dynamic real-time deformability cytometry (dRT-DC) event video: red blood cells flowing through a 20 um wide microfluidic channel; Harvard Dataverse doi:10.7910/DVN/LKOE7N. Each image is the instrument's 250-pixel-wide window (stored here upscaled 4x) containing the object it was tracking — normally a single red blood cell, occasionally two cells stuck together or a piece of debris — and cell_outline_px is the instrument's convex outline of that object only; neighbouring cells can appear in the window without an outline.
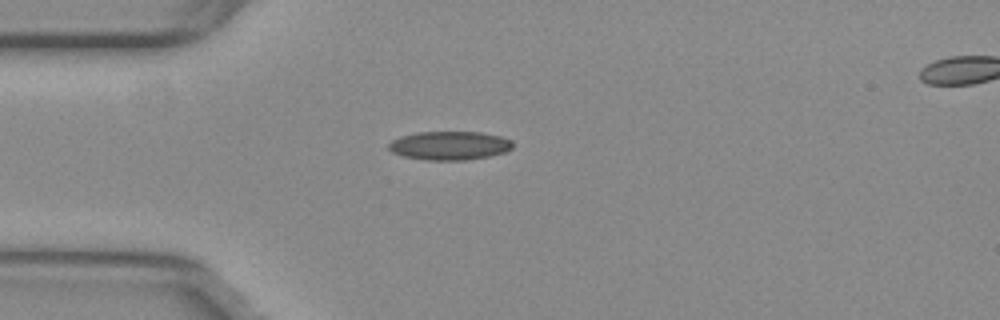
{"species": "common noctule bat (a hibernating species)", "species_latin": "Nyctalus noctula", "temperature_condition": "warm", "stored_images_in_passage": 41, "camera_frame_rate_fps": 3000, "um_per_image_px": 0.085, "animal": {"sex": "female", "body_mass_g": 29.2, "forearm_length_mm": 56.3}, "frame": {"image": 1, "passage_image": 1, "time_ms": 0.0, "image_size_px": [1000, 320], "cell_outline_px": [[512, 148], [504, 152], [488, 156], [464, 160], [428, 160], [404, 156], [392, 152], [388, 148], [388, 144], [392, 140], [400, 136], [416, 132], [480, 132], [500, 136], [512, 140]], "centroid_in_image_um": [38.19, 12.36], "position_along_channel_um": 46.8, "area_um2": 20.63}}
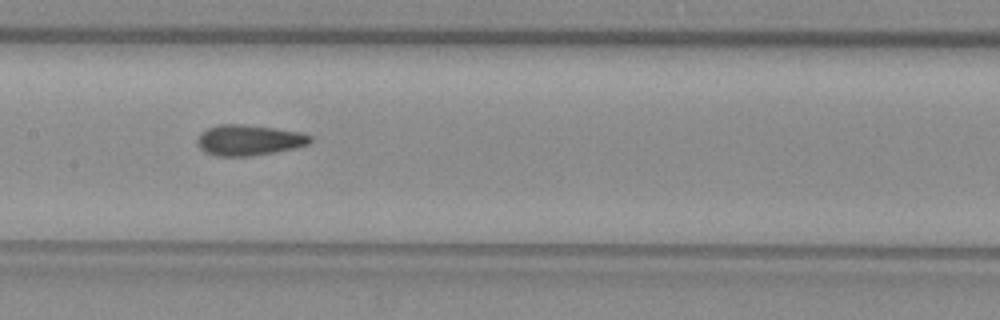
{"frame": {"image": 2, "passage_image": 13, "time_ms": 4.0, "image_size_px": [1000, 320], "cell_outline_px": [[312, 140], [308, 144], [292, 148], [272, 152], [248, 156], [216, 156], [204, 152], [196, 144], [196, 140], [200, 132], [216, 124], [244, 124], [276, 128], [300, 132], [312, 136]], "centroid_in_image_um": [21.1, 11.89], "position_along_channel_um": 186.3, "area_um2": 20.23}}
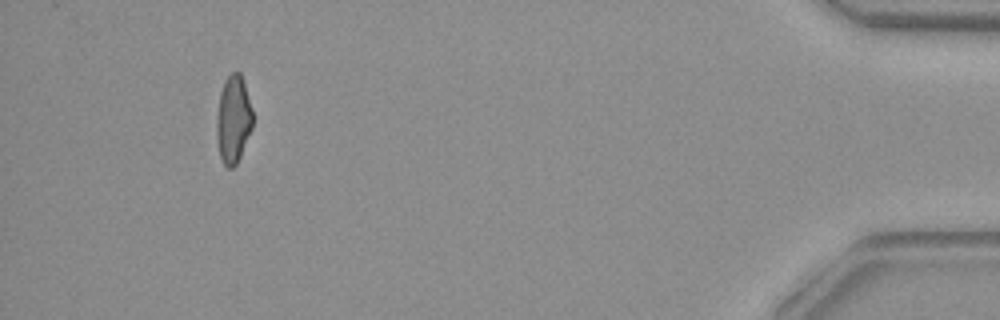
{"frame": {"image": 3, "passage_image": 37, "time_ms": 12.0, "image_size_px": [1000, 320], "cell_outline_px": [[252, 128], [240, 156], [236, 164], [232, 168], [228, 168], [224, 164], [220, 156], [216, 140], [216, 116], [220, 92], [224, 80], [232, 72], [240, 72], [252, 108]], "centroid_in_image_um": [19.81, 10.15], "position_along_channel_um": 415.4, "area_um2": 18.44}, "authors_computed_cell_mechanics": {"area_um2": 19.5364, "velocity_mm_per_s": 3.8113, "shape_relaxation_time_tau1_ms": null, "shape_relaxation_time_tau2_ms": 1.7663, "deformation_change_tau1": null, "deformation_change_tau2": 0.0858}}